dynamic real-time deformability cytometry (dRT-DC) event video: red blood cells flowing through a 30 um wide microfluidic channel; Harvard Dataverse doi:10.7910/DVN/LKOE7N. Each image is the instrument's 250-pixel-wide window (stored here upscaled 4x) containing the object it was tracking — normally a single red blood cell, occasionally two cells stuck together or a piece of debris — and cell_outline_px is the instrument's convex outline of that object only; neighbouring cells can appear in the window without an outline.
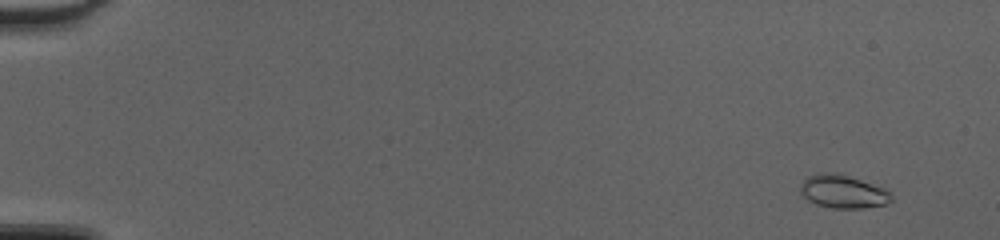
{"species": "common noctule bat (a hibernating species)", "species_latin": "Nyctalus noctula", "temperature_condition": "cold", "stored_images_in_passage": 50, "camera_frame_rate_fps": 3000, "um_per_image_px": 0.085, "animal": {"sex": "female", "body_mass_g": 20.0, "forearm_length_mm": 54.0}, "frame": {"image": 1, "passage_image": 4, "time_ms": 1.0, "image_size_px": [1000, 240], "cell_outline_px": [[892, 200], [884, 204], [864, 208], [832, 208], [816, 204], [808, 200], [800, 192], [800, 188], [804, 180], [808, 176], [820, 172], [836, 172], [884, 188], [892, 196]], "centroid_in_image_um": [71.62, 16.28], "position_along_channel_um": 13.4, "area_um2": 17.4}}
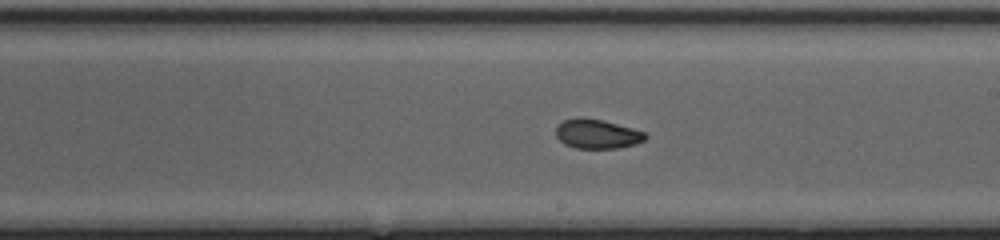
{"frame": {"image": 2, "passage_image": 31, "time_ms": 10.0, "image_size_px": [1000, 240], "cell_outline_px": [[648, 136], [644, 140], [636, 144], [616, 148], [576, 148], [564, 144], [556, 136], [556, 128], [564, 120], [576, 116], [580, 116], [604, 120], [632, 128], [644, 132]], "centroid_in_image_um": [50.74, 11.37], "position_along_channel_um": 238.3, "area_um2": 15.37}}
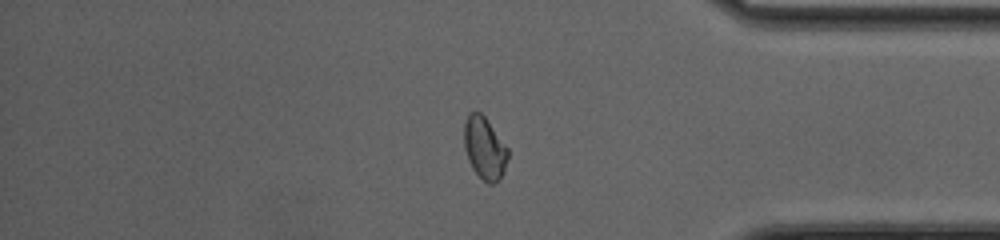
{"frame": {"image": 3, "passage_image": 43, "time_ms": 14.0, "image_size_px": [1000, 240], "cell_outline_px": [[508, 156], [504, 172], [492, 184], [488, 184], [472, 168], [468, 160], [464, 148], [464, 124], [468, 112], [480, 112], [484, 116], [508, 148]], "centroid_in_image_um": [41.17, 12.57], "position_along_channel_um": 394.0, "area_um2": 15.72}, "authors_computed_cell_mechanics": {"area_um2": 15.8661, "velocity_mm_per_s": 4.2957, "shape_relaxation_time_tau1_ms": 5.4071, "shape_relaxation_time_tau2_ms": 1.6173, "deformation_change_tau1": 0.1612, "deformation_change_tau2": 0.0617}}